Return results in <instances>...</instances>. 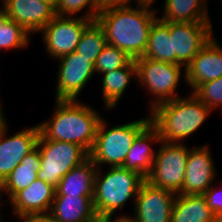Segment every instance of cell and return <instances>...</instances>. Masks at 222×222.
<instances>
[{
	"label": "cell",
	"instance_id": "f35d334b",
	"mask_svg": "<svg viewBox=\"0 0 222 222\" xmlns=\"http://www.w3.org/2000/svg\"><path fill=\"white\" fill-rule=\"evenodd\" d=\"M3 194V191H2V189H1V185H0V201H1V195ZM0 204H1V202H0ZM1 208V207H0ZM0 222H1V219H0Z\"/></svg>",
	"mask_w": 222,
	"mask_h": 222
},
{
	"label": "cell",
	"instance_id": "9a60e30c",
	"mask_svg": "<svg viewBox=\"0 0 222 222\" xmlns=\"http://www.w3.org/2000/svg\"><path fill=\"white\" fill-rule=\"evenodd\" d=\"M214 35L202 47L183 71L184 80L194 91L200 84L222 76V48Z\"/></svg>",
	"mask_w": 222,
	"mask_h": 222
},
{
	"label": "cell",
	"instance_id": "d4e9b609",
	"mask_svg": "<svg viewBox=\"0 0 222 222\" xmlns=\"http://www.w3.org/2000/svg\"><path fill=\"white\" fill-rule=\"evenodd\" d=\"M144 58L173 63V45L170 38V22L156 19L151 27Z\"/></svg>",
	"mask_w": 222,
	"mask_h": 222
},
{
	"label": "cell",
	"instance_id": "7402d4cb",
	"mask_svg": "<svg viewBox=\"0 0 222 222\" xmlns=\"http://www.w3.org/2000/svg\"><path fill=\"white\" fill-rule=\"evenodd\" d=\"M40 167V151L36 146L0 184L3 194L5 192L10 200L18 191L28 187L37 179V172Z\"/></svg>",
	"mask_w": 222,
	"mask_h": 222
},
{
	"label": "cell",
	"instance_id": "2e32d148",
	"mask_svg": "<svg viewBox=\"0 0 222 222\" xmlns=\"http://www.w3.org/2000/svg\"><path fill=\"white\" fill-rule=\"evenodd\" d=\"M7 17L21 25L30 35L39 32L56 15L55 9L42 0H3Z\"/></svg>",
	"mask_w": 222,
	"mask_h": 222
},
{
	"label": "cell",
	"instance_id": "83f0119b",
	"mask_svg": "<svg viewBox=\"0 0 222 222\" xmlns=\"http://www.w3.org/2000/svg\"><path fill=\"white\" fill-rule=\"evenodd\" d=\"M132 59L117 47L106 45L95 62V73L103 74L127 66Z\"/></svg>",
	"mask_w": 222,
	"mask_h": 222
},
{
	"label": "cell",
	"instance_id": "603a6c76",
	"mask_svg": "<svg viewBox=\"0 0 222 222\" xmlns=\"http://www.w3.org/2000/svg\"><path fill=\"white\" fill-rule=\"evenodd\" d=\"M207 0H165L163 22L189 23L210 22ZM206 4V5H205Z\"/></svg>",
	"mask_w": 222,
	"mask_h": 222
},
{
	"label": "cell",
	"instance_id": "8fae6325",
	"mask_svg": "<svg viewBox=\"0 0 222 222\" xmlns=\"http://www.w3.org/2000/svg\"><path fill=\"white\" fill-rule=\"evenodd\" d=\"M55 100H76L95 73V64L76 51L58 59Z\"/></svg>",
	"mask_w": 222,
	"mask_h": 222
},
{
	"label": "cell",
	"instance_id": "6da1fadb",
	"mask_svg": "<svg viewBox=\"0 0 222 222\" xmlns=\"http://www.w3.org/2000/svg\"><path fill=\"white\" fill-rule=\"evenodd\" d=\"M157 13L144 8H114L98 14L108 45L123 50L132 60L145 54L149 33Z\"/></svg>",
	"mask_w": 222,
	"mask_h": 222
},
{
	"label": "cell",
	"instance_id": "52a82bcc",
	"mask_svg": "<svg viewBox=\"0 0 222 222\" xmlns=\"http://www.w3.org/2000/svg\"><path fill=\"white\" fill-rule=\"evenodd\" d=\"M137 67V81L142 87L155 97L151 101L153 109L160 103L178 98L176 88L181 77V68L184 66L169 62L156 61L149 58H138L135 60Z\"/></svg>",
	"mask_w": 222,
	"mask_h": 222
},
{
	"label": "cell",
	"instance_id": "30bf717a",
	"mask_svg": "<svg viewBox=\"0 0 222 222\" xmlns=\"http://www.w3.org/2000/svg\"><path fill=\"white\" fill-rule=\"evenodd\" d=\"M210 22H170L173 45V64L186 66L214 35Z\"/></svg>",
	"mask_w": 222,
	"mask_h": 222
},
{
	"label": "cell",
	"instance_id": "8d00e7d4",
	"mask_svg": "<svg viewBox=\"0 0 222 222\" xmlns=\"http://www.w3.org/2000/svg\"><path fill=\"white\" fill-rule=\"evenodd\" d=\"M3 112L4 111L2 110L1 103H0V127L6 122Z\"/></svg>",
	"mask_w": 222,
	"mask_h": 222
},
{
	"label": "cell",
	"instance_id": "277c9868",
	"mask_svg": "<svg viewBox=\"0 0 222 222\" xmlns=\"http://www.w3.org/2000/svg\"><path fill=\"white\" fill-rule=\"evenodd\" d=\"M144 181L141 175L123 167H110L104 175H101L100 168H97L93 195L97 216L114 215L128 200L133 198L135 201Z\"/></svg>",
	"mask_w": 222,
	"mask_h": 222
},
{
	"label": "cell",
	"instance_id": "8992f818",
	"mask_svg": "<svg viewBox=\"0 0 222 222\" xmlns=\"http://www.w3.org/2000/svg\"><path fill=\"white\" fill-rule=\"evenodd\" d=\"M36 146L40 151L41 159L37 179L55 188L63 176L89 157V153L80 145L45 139L41 134H39Z\"/></svg>",
	"mask_w": 222,
	"mask_h": 222
},
{
	"label": "cell",
	"instance_id": "44dd1931",
	"mask_svg": "<svg viewBox=\"0 0 222 222\" xmlns=\"http://www.w3.org/2000/svg\"><path fill=\"white\" fill-rule=\"evenodd\" d=\"M171 222H216V216L203 195L176 194Z\"/></svg>",
	"mask_w": 222,
	"mask_h": 222
},
{
	"label": "cell",
	"instance_id": "ffe728a7",
	"mask_svg": "<svg viewBox=\"0 0 222 222\" xmlns=\"http://www.w3.org/2000/svg\"><path fill=\"white\" fill-rule=\"evenodd\" d=\"M97 166L88 157L62 177L55 196H87L93 200Z\"/></svg>",
	"mask_w": 222,
	"mask_h": 222
},
{
	"label": "cell",
	"instance_id": "f546056e",
	"mask_svg": "<svg viewBox=\"0 0 222 222\" xmlns=\"http://www.w3.org/2000/svg\"><path fill=\"white\" fill-rule=\"evenodd\" d=\"M193 93L211 111L218 106L222 107V76L213 81L200 84Z\"/></svg>",
	"mask_w": 222,
	"mask_h": 222
},
{
	"label": "cell",
	"instance_id": "f1b7e54d",
	"mask_svg": "<svg viewBox=\"0 0 222 222\" xmlns=\"http://www.w3.org/2000/svg\"><path fill=\"white\" fill-rule=\"evenodd\" d=\"M86 6H88L87 9L89 10H86L83 17L96 21V0H60L55 9V15L61 17H72V15L77 14L82 9H86Z\"/></svg>",
	"mask_w": 222,
	"mask_h": 222
},
{
	"label": "cell",
	"instance_id": "1f68e13d",
	"mask_svg": "<svg viewBox=\"0 0 222 222\" xmlns=\"http://www.w3.org/2000/svg\"><path fill=\"white\" fill-rule=\"evenodd\" d=\"M131 1L132 0H96L97 16L106 10L129 7Z\"/></svg>",
	"mask_w": 222,
	"mask_h": 222
},
{
	"label": "cell",
	"instance_id": "4316f807",
	"mask_svg": "<svg viewBox=\"0 0 222 222\" xmlns=\"http://www.w3.org/2000/svg\"><path fill=\"white\" fill-rule=\"evenodd\" d=\"M30 34L18 23L9 19L0 9V49H17L27 47Z\"/></svg>",
	"mask_w": 222,
	"mask_h": 222
},
{
	"label": "cell",
	"instance_id": "cb8c5ba5",
	"mask_svg": "<svg viewBox=\"0 0 222 222\" xmlns=\"http://www.w3.org/2000/svg\"><path fill=\"white\" fill-rule=\"evenodd\" d=\"M102 96L104 107L112 109L122 98L127 86L135 77L137 79V67L135 60H132L127 66L102 74Z\"/></svg>",
	"mask_w": 222,
	"mask_h": 222
},
{
	"label": "cell",
	"instance_id": "d590c367",
	"mask_svg": "<svg viewBox=\"0 0 222 222\" xmlns=\"http://www.w3.org/2000/svg\"><path fill=\"white\" fill-rule=\"evenodd\" d=\"M42 1L48 3L54 9H56V7H57V5H58L60 0H42Z\"/></svg>",
	"mask_w": 222,
	"mask_h": 222
},
{
	"label": "cell",
	"instance_id": "3957f363",
	"mask_svg": "<svg viewBox=\"0 0 222 222\" xmlns=\"http://www.w3.org/2000/svg\"><path fill=\"white\" fill-rule=\"evenodd\" d=\"M149 112L162 142L181 143L202 126L212 111L192 93L189 98L160 103Z\"/></svg>",
	"mask_w": 222,
	"mask_h": 222
},
{
	"label": "cell",
	"instance_id": "e575fe53",
	"mask_svg": "<svg viewBox=\"0 0 222 222\" xmlns=\"http://www.w3.org/2000/svg\"><path fill=\"white\" fill-rule=\"evenodd\" d=\"M135 1H137L136 5L139 6V8H144V9L157 12L156 10L152 9L153 1H156V0H135Z\"/></svg>",
	"mask_w": 222,
	"mask_h": 222
},
{
	"label": "cell",
	"instance_id": "5b68a950",
	"mask_svg": "<svg viewBox=\"0 0 222 222\" xmlns=\"http://www.w3.org/2000/svg\"><path fill=\"white\" fill-rule=\"evenodd\" d=\"M151 122L150 116L107 128L102 119L89 158L97 168L103 164L122 167L136 136Z\"/></svg>",
	"mask_w": 222,
	"mask_h": 222
},
{
	"label": "cell",
	"instance_id": "ac0fdd59",
	"mask_svg": "<svg viewBox=\"0 0 222 222\" xmlns=\"http://www.w3.org/2000/svg\"><path fill=\"white\" fill-rule=\"evenodd\" d=\"M152 142L160 143L161 138L157 128L150 122L136 136L122 167L141 175L146 180L157 152L150 145Z\"/></svg>",
	"mask_w": 222,
	"mask_h": 222
},
{
	"label": "cell",
	"instance_id": "e0dca14e",
	"mask_svg": "<svg viewBox=\"0 0 222 222\" xmlns=\"http://www.w3.org/2000/svg\"><path fill=\"white\" fill-rule=\"evenodd\" d=\"M56 189L43 180L36 179L28 187L18 191L10 200L12 212L18 218L48 215Z\"/></svg>",
	"mask_w": 222,
	"mask_h": 222
},
{
	"label": "cell",
	"instance_id": "7c38bea8",
	"mask_svg": "<svg viewBox=\"0 0 222 222\" xmlns=\"http://www.w3.org/2000/svg\"><path fill=\"white\" fill-rule=\"evenodd\" d=\"M176 194L144 181L135 199L136 222H171Z\"/></svg>",
	"mask_w": 222,
	"mask_h": 222
},
{
	"label": "cell",
	"instance_id": "7a4b0ae2",
	"mask_svg": "<svg viewBox=\"0 0 222 222\" xmlns=\"http://www.w3.org/2000/svg\"><path fill=\"white\" fill-rule=\"evenodd\" d=\"M55 105L50 120L38 124L40 134L45 139L75 143L89 153L102 116L77 100H56Z\"/></svg>",
	"mask_w": 222,
	"mask_h": 222
},
{
	"label": "cell",
	"instance_id": "9c48e42d",
	"mask_svg": "<svg viewBox=\"0 0 222 222\" xmlns=\"http://www.w3.org/2000/svg\"><path fill=\"white\" fill-rule=\"evenodd\" d=\"M81 17L55 16L39 32L43 34L46 51L55 59L76 51L84 30L92 23Z\"/></svg>",
	"mask_w": 222,
	"mask_h": 222
},
{
	"label": "cell",
	"instance_id": "74e56055",
	"mask_svg": "<svg viewBox=\"0 0 222 222\" xmlns=\"http://www.w3.org/2000/svg\"><path fill=\"white\" fill-rule=\"evenodd\" d=\"M216 222H222V214L216 218Z\"/></svg>",
	"mask_w": 222,
	"mask_h": 222
},
{
	"label": "cell",
	"instance_id": "ba28073f",
	"mask_svg": "<svg viewBox=\"0 0 222 222\" xmlns=\"http://www.w3.org/2000/svg\"><path fill=\"white\" fill-rule=\"evenodd\" d=\"M161 147L156 152L152 170L147 176L153 186L167 189L178 194L185 178L187 158L190 148L186 144L160 142Z\"/></svg>",
	"mask_w": 222,
	"mask_h": 222
},
{
	"label": "cell",
	"instance_id": "5bb4252c",
	"mask_svg": "<svg viewBox=\"0 0 222 222\" xmlns=\"http://www.w3.org/2000/svg\"><path fill=\"white\" fill-rule=\"evenodd\" d=\"M209 147L190 148L187 158L185 178L182 189L178 194L203 195L213 184L215 180L216 168Z\"/></svg>",
	"mask_w": 222,
	"mask_h": 222
},
{
	"label": "cell",
	"instance_id": "4fadbf2b",
	"mask_svg": "<svg viewBox=\"0 0 222 222\" xmlns=\"http://www.w3.org/2000/svg\"><path fill=\"white\" fill-rule=\"evenodd\" d=\"M8 123L0 127V184L21 160L37 145L39 126L23 129L13 136L5 137Z\"/></svg>",
	"mask_w": 222,
	"mask_h": 222
},
{
	"label": "cell",
	"instance_id": "484cf974",
	"mask_svg": "<svg viewBox=\"0 0 222 222\" xmlns=\"http://www.w3.org/2000/svg\"><path fill=\"white\" fill-rule=\"evenodd\" d=\"M107 45L103 28L93 21L83 32L76 52L84 58H89L95 64L97 57Z\"/></svg>",
	"mask_w": 222,
	"mask_h": 222
},
{
	"label": "cell",
	"instance_id": "d6986e66",
	"mask_svg": "<svg viewBox=\"0 0 222 222\" xmlns=\"http://www.w3.org/2000/svg\"><path fill=\"white\" fill-rule=\"evenodd\" d=\"M48 216L54 222H95L98 217L87 196H55Z\"/></svg>",
	"mask_w": 222,
	"mask_h": 222
},
{
	"label": "cell",
	"instance_id": "836d02e7",
	"mask_svg": "<svg viewBox=\"0 0 222 222\" xmlns=\"http://www.w3.org/2000/svg\"><path fill=\"white\" fill-rule=\"evenodd\" d=\"M19 219L23 222H54L48 215L24 216Z\"/></svg>",
	"mask_w": 222,
	"mask_h": 222
},
{
	"label": "cell",
	"instance_id": "d6a6232c",
	"mask_svg": "<svg viewBox=\"0 0 222 222\" xmlns=\"http://www.w3.org/2000/svg\"><path fill=\"white\" fill-rule=\"evenodd\" d=\"M113 215L97 217L95 222H136L133 217L122 215L112 221Z\"/></svg>",
	"mask_w": 222,
	"mask_h": 222
},
{
	"label": "cell",
	"instance_id": "4dcf8cb0",
	"mask_svg": "<svg viewBox=\"0 0 222 222\" xmlns=\"http://www.w3.org/2000/svg\"><path fill=\"white\" fill-rule=\"evenodd\" d=\"M213 185L203 194L208 207L212 210L216 218L222 214V195ZM217 190V191H216Z\"/></svg>",
	"mask_w": 222,
	"mask_h": 222
}]
</instances>
